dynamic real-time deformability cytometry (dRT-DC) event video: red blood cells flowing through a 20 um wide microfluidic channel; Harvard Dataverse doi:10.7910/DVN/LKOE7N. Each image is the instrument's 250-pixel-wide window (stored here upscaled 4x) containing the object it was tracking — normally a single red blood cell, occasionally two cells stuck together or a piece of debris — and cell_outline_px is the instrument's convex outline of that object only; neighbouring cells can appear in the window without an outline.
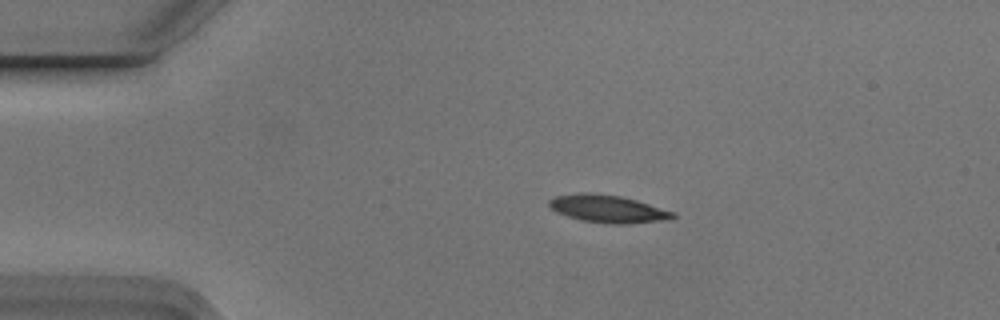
{"species": "Egyptian fruit bat (a non-hibernating species)", "species_latin": "Rousettus aegyptiacus", "temperature_condition": "cold", "stored_images_in_passage": 6, "camera_frame_rate_fps": 3000, "um_per_image_px": 0.085, "animal": {"sex": "male"}, "frame": {"image": 1, "passage_image": 3, "time_ms": 0.667, "image_size_px": [1000, 320], "cell_outline_px": [[676, 216], [672, 220], [628, 224], [608, 224], [580, 220], [556, 212], [548, 204], [548, 200], [556, 196], [580, 192], [592, 192], [620, 196], [636, 200], [676, 212]], "centroid_in_image_um": [51.71, 17.76], "position_along_channel_um": 33.3, "area_um2": 20.23}}
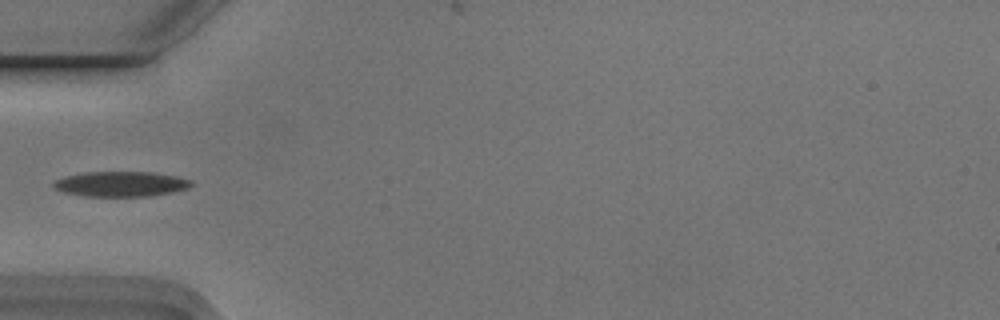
{"frame": {"image": 2, "passage_image": 5, "time_ms": 1.333, "image_size_px": [1000, 320], "cell_outline_px": [[192, 184], [188, 188], [172, 192], [152, 196], [84, 196], [64, 192], [52, 188], [52, 184], [56, 180], [68, 176], [88, 172], [152, 172], [176, 176], [192, 180]], "centroid_in_image_um": [10.29, 15.64], "position_along_channel_um": 74.7, "area_um2": 20.06}}